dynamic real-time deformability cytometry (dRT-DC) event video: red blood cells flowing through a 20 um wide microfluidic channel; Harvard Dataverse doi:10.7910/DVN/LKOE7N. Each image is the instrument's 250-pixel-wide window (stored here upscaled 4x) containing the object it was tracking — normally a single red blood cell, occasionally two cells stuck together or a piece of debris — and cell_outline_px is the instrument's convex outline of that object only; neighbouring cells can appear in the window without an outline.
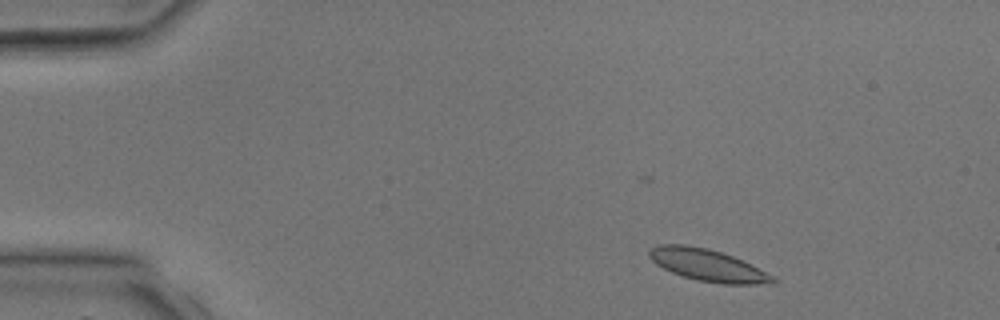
{"species": "common noctule bat (a hibernating species)", "species_latin": "Nyctalus noctula", "temperature_condition": "room temperature", "stored_images_in_passage": 5, "camera_frame_rate_fps": 3000, "um_per_image_px": 0.085, "animal": {"sex": "male", "body_mass_g": 17.9, "forearm_length_mm": 54.2}, "frame": {"image": 1, "passage_image": 2, "time_ms": 1.0, "image_size_px": [1000, 320], "cell_outline_px": [[776, 284], [724, 284], [696, 280], [672, 272], [656, 264], [648, 256], [648, 248], [660, 244], [684, 244], [708, 248], [732, 256], [776, 276]], "centroid_in_image_um": [60.16, 22.54], "position_along_channel_um": 24.8, "area_um2": 23.06}}
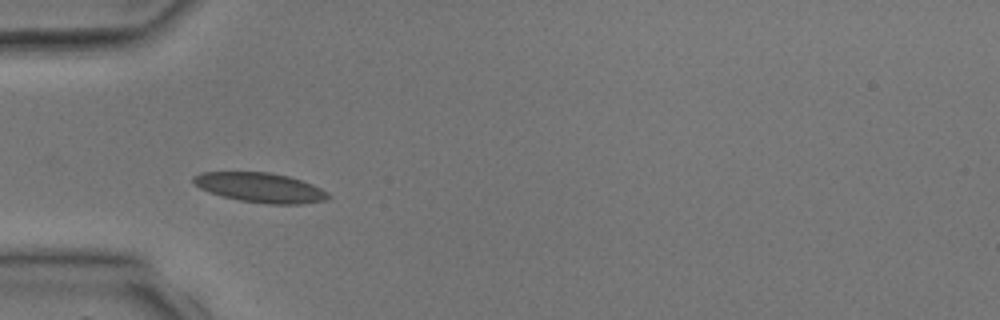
{"frame": {"image": 2, "passage_image": 4, "time_ms": 3.333, "image_size_px": [1000, 320], "cell_outline_px": [[332, 196], [324, 200], [304, 204], [268, 204], [240, 200], [208, 192], [200, 188], [192, 180], [192, 176], [200, 172], [268, 172], [288, 176], [312, 184], [328, 192]], "centroid_in_image_um": [22.12, 15.94], "position_along_channel_um": 62.9, "area_um2": 23.24}}